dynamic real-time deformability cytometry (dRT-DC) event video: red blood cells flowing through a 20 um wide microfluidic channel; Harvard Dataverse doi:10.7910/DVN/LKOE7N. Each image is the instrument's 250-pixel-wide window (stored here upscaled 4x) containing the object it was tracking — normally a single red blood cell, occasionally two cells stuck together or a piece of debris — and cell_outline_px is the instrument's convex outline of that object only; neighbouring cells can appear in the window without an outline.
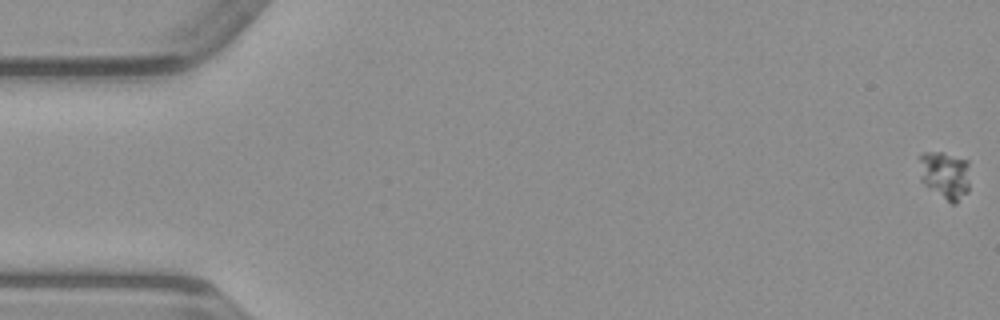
{"species": "common noctule bat (a hibernating species)", "species_latin": "Nyctalus noctula", "temperature_condition": "warm", "stored_images_in_passage": 52, "camera_frame_rate_fps": 3000, "um_per_image_px": 0.085, "animal": {"sex": "male", "body_mass_g": 23.1, "forearm_length_mm": 52.7}, "frame": {"image": 1, "passage_image": 1, "time_ms": 0.0, "image_size_px": [1000, 320], "cell_outline_px": [[968, 192], [956, 204], [952, 204], [924, 184], [920, 180], [920, 156], [924, 152], [944, 152], [968, 160]], "centroid_in_image_um": [80.33, 14.87], "position_along_channel_um": 4.7, "area_um2": 14.1}}
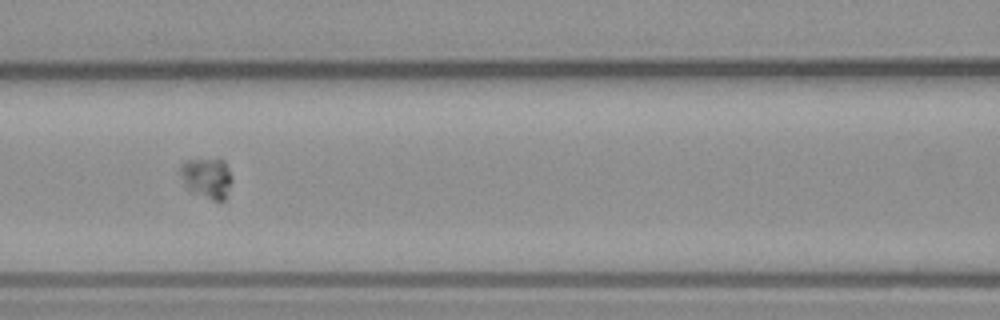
{"frame": {"image": 2, "passage_image": 23, "time_ms": 7.333, "image_size_px": [1000, 320], "cell_outline_px": [[232, 180], [224, 200], [212, 200], [188, 188], [184, 184], [180, 172], [180, 164], [188, 160], [224, 160], [232, 176]], "centroid_in_image_um": [17.6, 15.11], "position_along_channel_um": 149.0, "area_um2": 11.79}}
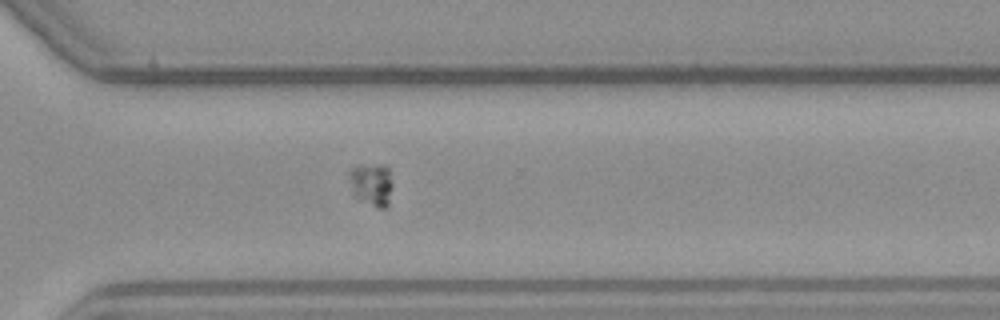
{"frame": {"image": 3, "passage_image": 37, "time_ms": 12.0, "image_size_px": [1000, 320], "cell_outline_px": [[392, 188], [388, 204], [384, 208], [376, 208], [356, 196], [352, 192], [348, 176], [348, 172], [352, 168], [376, 164], [388, 164], [392, 184]], "centroid_in_image_um": [31.61, 15.65], "position_along_channel_um": 339.0, "area_um2": 10.81}}